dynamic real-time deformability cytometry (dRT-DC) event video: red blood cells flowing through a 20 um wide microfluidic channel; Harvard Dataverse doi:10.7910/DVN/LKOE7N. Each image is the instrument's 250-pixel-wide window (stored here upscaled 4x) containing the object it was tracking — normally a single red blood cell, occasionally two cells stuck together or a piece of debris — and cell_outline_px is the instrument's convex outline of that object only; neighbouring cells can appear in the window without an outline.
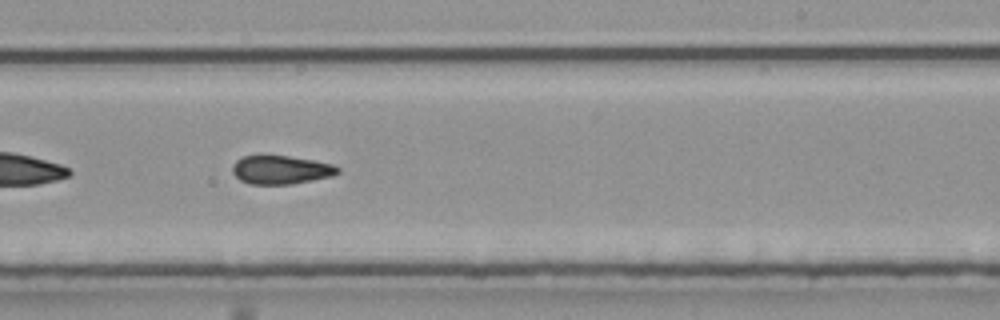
{"species": "common noctule bat (a hibernating species)", "species_latin": "Nyctalus noctula", "temperature_condition": "room temperature", "stored_images_in_passage": 31, "camera_frame_rate_fps": 3000, "um_per_image_px": 0.085, "animal": {"sex": "male", "body_mass_g": 20.4}, "frame": {"image": 1, "passage_image": 14, "time_ms": 4.333, "image_size_px": [1000, 320], "cell_outline_px": [[340, 172], [332, 176], [292, 184], [252, 184], [240, 180], [232, 172], [232, 168], [236, 160], [244, 156], [288, 156], [316, 160], [332, 164], [340, 168]], "centroid_in_image_um": [23.91, 14.43], "position_along_channel_um": 265.1, "area_um2": 17.46}}
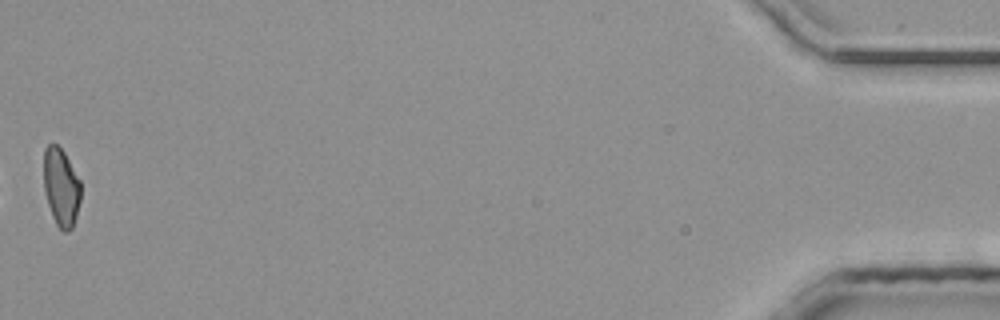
{"frame": {"image": 2, "passage_image": 31, "time_ms": 10.0, "image_size_px": [1000, 320], "cell_outline_px": [[80, 200], [76, 216], [72, 228], [68, 232], [64, 232], [56, 224], [52, 216], [44, 192], [44, 148], [48, 144], [56, 144], [64, 152], [80, 180]], "centroid_in_image_um": [5.19, 15.91], "position_along_channel_um": 430.0, "area_um2": 16.82}}